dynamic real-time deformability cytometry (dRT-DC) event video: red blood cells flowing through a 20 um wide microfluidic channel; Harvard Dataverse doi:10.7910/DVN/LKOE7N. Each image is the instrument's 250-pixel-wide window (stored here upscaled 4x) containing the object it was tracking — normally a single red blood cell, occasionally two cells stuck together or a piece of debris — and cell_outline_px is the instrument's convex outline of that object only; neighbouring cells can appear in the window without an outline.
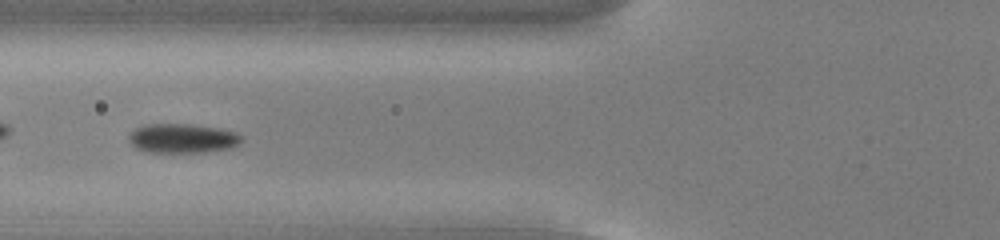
{"species": "common noctule bat (a hibernating species)", "species_latin": "Nyctalus noctula", "temperature_condition": "cold", "stored_images_in_passage": 47, "camera_frame_rate_fps": 3000, "um_per_image_px": 0.085, "animal": {"sex": "male", "body_mass_g": 13.0, "forearm_length_mm": 53.1}, "frame": {"image": 1, "passage_image": 14, "time_ms": 4.333, "image_size_px": [1000, 240], "cell_outline_px": [[240, 144], [232, 148], [204, 152], [144, 152], [136, 148], [128, 140], [128, 136], [136, 128], [144, 124], [188, 124], [220, 128], [236, 132], [240, 136]], "centroid_in_image_um": [15.49, 11.76], "position_along_channel_um": 110.3, "area_um2": 19.31}}
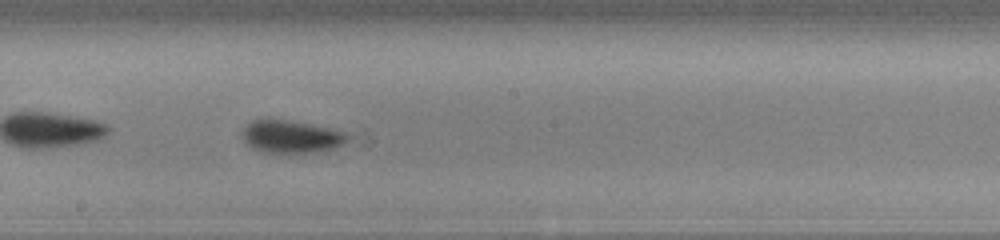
{"frame": {"image": 2, "passage_image": 23, "time_ms": 7.333, "image_size_px": [1000, 240], "cell_outline_px": [[348, 140], [344, 144], [332, 148], [312, 152], [260, 152], [252, 148], [244, 140], [240, 132], [252, 120], [264, 116], [328, 128], [344, 132], [348, 136]], "centroid_in_image_um": [24.66, 11.58], "position_along_channel_um": 223.5, "area_um2": 20.0}}
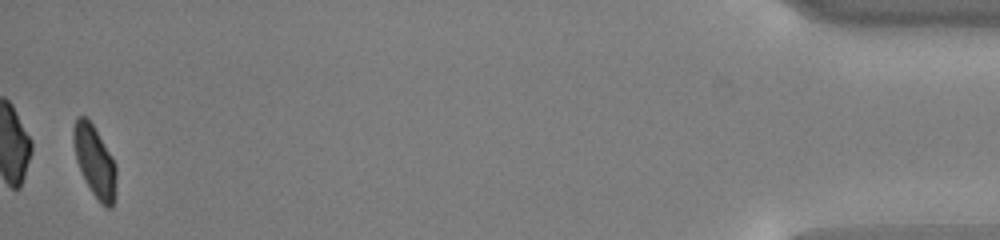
{"frame": {"image": 3, "passage_image": 46, "time_ms": 15.0, "image_size_px": [1000, 240], "cell_outline_px": [[116, 180], [112, 208], [104, 208], [100, 204], [92, 192], [76, 160], [72, 140], [72, 132], [76, 120], [80, 116], [84, 116], [92, 124], [112, 156], [116, 164]], "centroid_in_image_um": [8.05, 13.73], "position_along_channel_um": 427.1, "area_um2": 17.51}, "authors_computed_cell_mechanics": {"area_um2": 19.1896, "velocity_mm_per_s": 3.7794, "shape_relaxation_time_tau1_ms": 7.5016, "shape_relaxation_time_tau2_ms": 3.13, "deformation_change_tau1": 0.2139, "deformation_change_tau2": 0.0421}}